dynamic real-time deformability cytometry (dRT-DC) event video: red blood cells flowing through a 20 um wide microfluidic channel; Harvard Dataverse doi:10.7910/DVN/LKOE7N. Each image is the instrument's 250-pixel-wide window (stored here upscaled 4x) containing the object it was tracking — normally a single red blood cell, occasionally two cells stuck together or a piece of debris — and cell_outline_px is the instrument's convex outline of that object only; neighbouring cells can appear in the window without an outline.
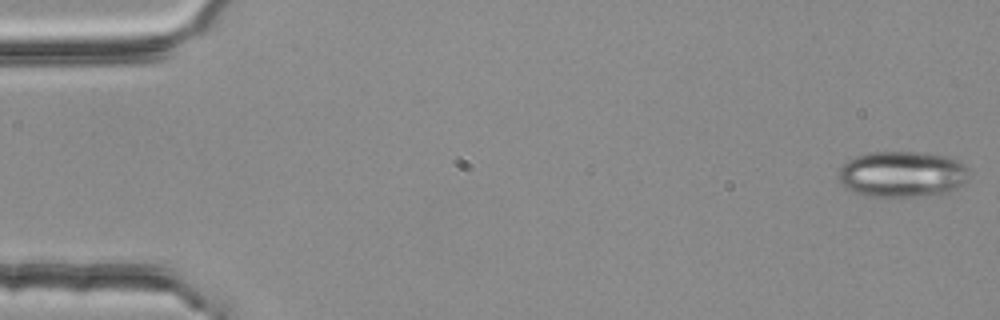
{"species": "common noctule bat (a hibernating species)", "species_latin": "Nyctalus noctula", "temperature_condition": "room temperature", "stored_images_in_passage": 2, "camera_frame_rate_fps": 3000, "um_per_image_px": 0.085, "animal": {"sex": "female", "body_mass_g": 25.1}, "frame": {"image": 1, "passage_image": 2, "time_ms": 0.333, "image_size_px": [1000, 320], "cell_outline_px": [[968, 172], [964, 180], [956, 188], [948, 192], [936, 196], [868, 196], [852, 192], [844, 188], [840, 184], [836, 176], [840, 168], [852, 156], [868, 152], [916, 152], [948, 156], [964, 164], [968, 168]], "centroid_in_image_um": [76.62, 14.81], "position_along_channel_um": 8.4, "area_um2": 35.37}}